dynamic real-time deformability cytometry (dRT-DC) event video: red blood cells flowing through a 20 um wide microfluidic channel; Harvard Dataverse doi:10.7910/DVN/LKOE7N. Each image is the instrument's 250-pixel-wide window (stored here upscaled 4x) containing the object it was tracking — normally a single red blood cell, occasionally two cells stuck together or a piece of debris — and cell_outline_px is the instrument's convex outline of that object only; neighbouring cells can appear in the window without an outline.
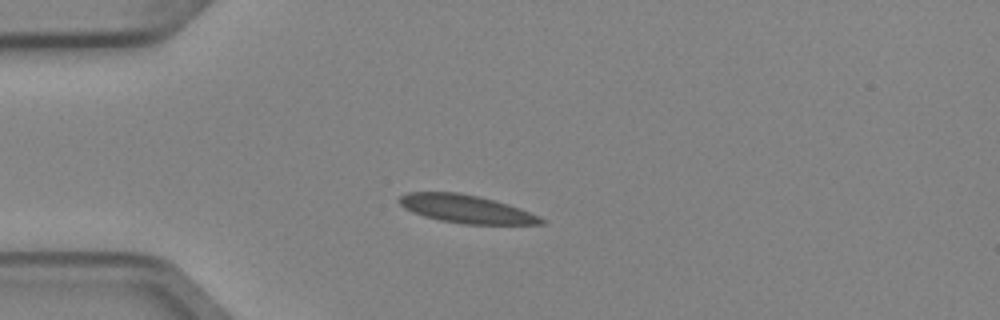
{"species": "Egyptian fruit bat (a non-hibernating species)", "species_latin": "Rousettus aegyptiacus", "temperature_condition": "cold", "stored_images_in_passage": 5, "camera_frame_rate_fps": 3000, "um_per_image_px": 0.085, "animal": {"sex": "female"}, "frame": {"image": 1, "passage_image": 3, "time_ms": 0.667, "image_size_px": [1000, 320], "cell_outline_px": [[544, 224], [464, 224], [440, 220], [424, 216], [412, 212], [404, 208], [400, 204], [400, 196], [408, 192], [460, 192], [508, 204], [520, 208], [540, 216], [544, 220]], "centroid_in_image_um": [39.62, 17.76], "position_along_channel_um": 45.4, "area_um2": 23.0}}
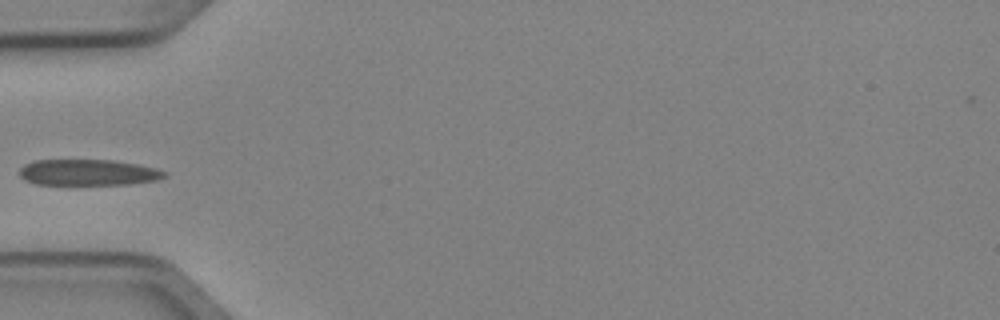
{"frame": {"image": 2, "passage_image": 4, "time_ms": 1.0, "image_size_px": [1000, 320], "cell_outline_px": [[168, 176], [156, 180], [128, 184], [36, 184], [24, 180], [20, 176], [20, 168], [24, 164], [32, 160], [112, 160], [136, 164], [156, 168], [168, 172]], "centroid_in_image_um": [7.49, 14.65], "position_along_channel_um": 77.5, "area_um2": 22.02}}
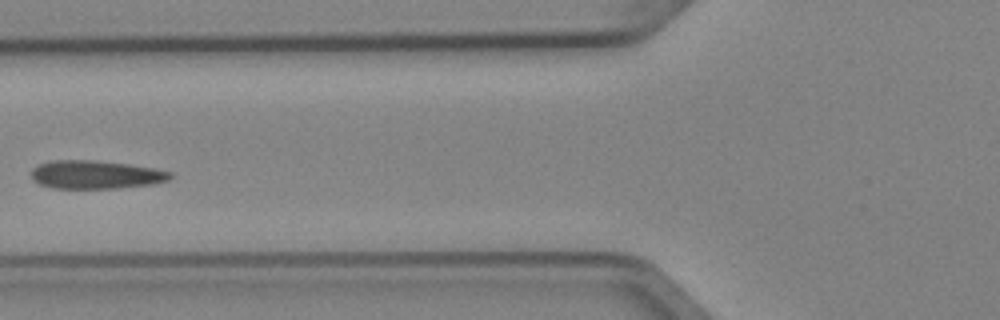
{"frame": {"image": 3, "passage_image": 5, "time_ms": 1.333, "image_size_px": [1000, 320], "cell_outline_px": [[172, 176], [168, 180], [152, 184], [116, 188], [52, 188], [40, 184], [32, 176], [32, 168], [40, 164], [52, 160], [96, 160], [128, 164], [152, 168], [172, 172]], "centroid_in_image_um": [8.14, 14.84], "position_along_channel_um": 117.7, "area_um2": 22.72}}